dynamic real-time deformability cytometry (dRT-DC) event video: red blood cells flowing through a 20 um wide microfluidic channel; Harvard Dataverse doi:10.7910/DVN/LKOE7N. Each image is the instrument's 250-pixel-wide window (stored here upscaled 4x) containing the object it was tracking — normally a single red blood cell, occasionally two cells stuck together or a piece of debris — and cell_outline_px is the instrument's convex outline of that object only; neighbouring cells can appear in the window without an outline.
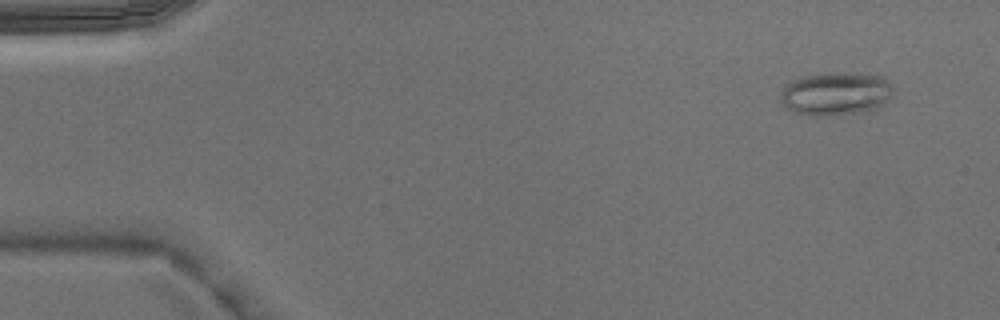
{"species": "Egyptian fruit bat (a non-hibernating species)", "species_latin": "Rousettus aegyptiacus", "temperature_condition": "warm", "stored_images_in_passage": 4, "camera_frame_rate_fps": 3000, "um_per_image_px": 0.085, "animal": {"sex": "male"}, "frame": {"image": 1, "passage_image": 1, "time_ms": 0.0, "image_size_px": [1000, 320], "cell_outline_px": [[896, 92], [884, 104], [872, 112], [832, 116], [808, 116], [796, 112], [788, 108], [780, 100], [780, 92], [784, 84], [788, 80], [800, 76], [828, 72], [844, 72], [884, 76], [892, 84]], "centroid_in_image_um": [71.07, 7.96], "position_along_channel_um": 13.9, "area_um2": 29.65}}